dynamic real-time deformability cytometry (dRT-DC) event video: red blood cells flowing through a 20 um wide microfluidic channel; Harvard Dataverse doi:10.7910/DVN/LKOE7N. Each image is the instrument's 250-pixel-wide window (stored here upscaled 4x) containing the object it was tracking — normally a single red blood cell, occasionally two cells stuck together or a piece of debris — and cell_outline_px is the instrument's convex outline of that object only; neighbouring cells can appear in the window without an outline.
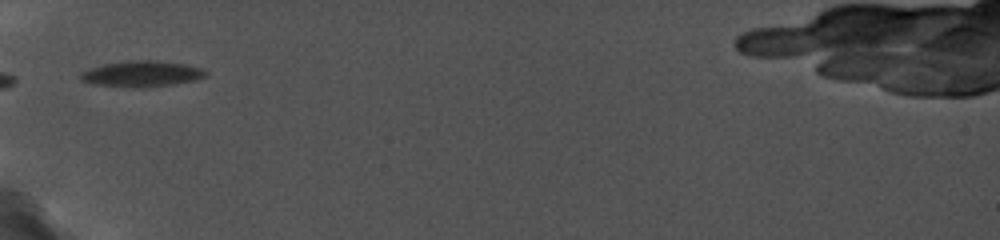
{"species": "common noctule bat (a hibernating species)", "species_latin": "Nyctalus noctula", "temperature_condition": "cold", "stored_images_in_passage": 18, "camera_frame_rate_fps": 5000, "um_per_image_px": 0.085, "animal": {"sex": "female", "body_mass_g": 19.0, "forearm_length_mm": 56.7}, "frame": {"image": 1, "passage_image": 1, "time_ms": 0.0, "image_size_px": [1000, 240], "cell_outline_px": [[208, 76], [196, 80], [172, 84], [140, 88], [132, 88], [96, 84], [80, 80], [80, 72], [104, 64], [124, 60], [160, 60], [184, 64], [200, 68], [208, 72]], "centroid_in_image_um": [12.07, 6.27], "position_along_channel_um": 72.9, "area_um2": 19.02}}
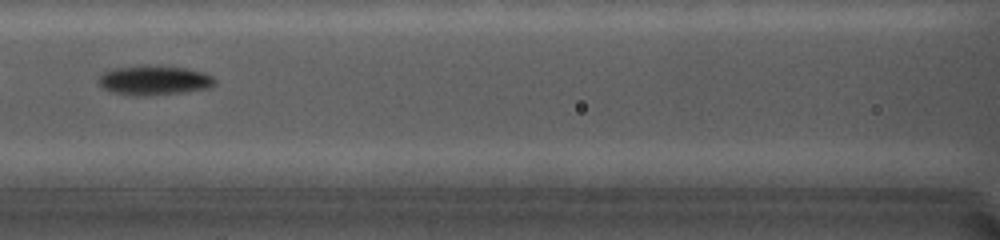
{"frame": {"image": 2, "passage_image": 3, "time_ms": 2.2, "image_size_px": [1000, 240], "cell_outline_px": [[216, 84], [208, 88], [184, 92], [148, 96], [132, 96], [108, 92], [96, 80], [104, 72], [112, 68], [184, 68], [204, 72], [212, 76], [216, 80]], "centroid_in_image_um": [13.1, 6.89], "position_along_channel_um": 153.5, "area_um2": 19.42}}
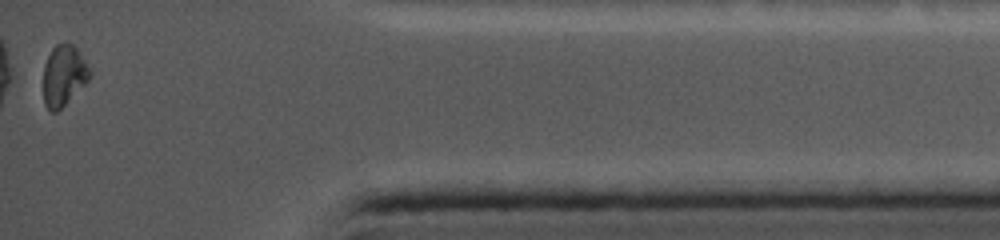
{"frame": {"image": 3, "passage_image": 18, "time_ms": 10.0, "image_size_px": [1000, 240], "cell_outline_px": [[92, 72], [88, 80], [56, 112], [48, 112], [44, 104], [44, 64], [52, 48], [56, 44], [64, 40], [72, 44], [76, 48]], "centroid_in_image_um": [5.39, 6.39], "position_along_channel_um": 429.8, "area_um2": 16.3}}